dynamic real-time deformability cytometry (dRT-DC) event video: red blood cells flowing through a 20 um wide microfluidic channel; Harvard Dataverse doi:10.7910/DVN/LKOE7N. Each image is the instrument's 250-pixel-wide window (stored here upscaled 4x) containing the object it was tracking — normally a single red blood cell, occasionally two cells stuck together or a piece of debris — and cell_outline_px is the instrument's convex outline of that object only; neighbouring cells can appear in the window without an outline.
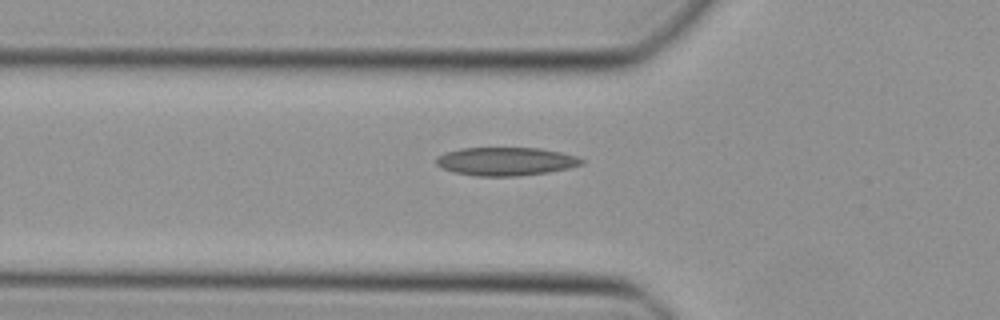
{"species": "Egyptian fruit bat (a non-hibernating species)", "species_latin": "Rousettus aegyptiacus", "temperature_condition": "cold", "stored_images_in_passage": 24, "camera_frame_rate_fps": 3000, "um_per_image_px": 0.085, "animal": {"sex": "female"}, "frame": {"image": 1, "passage_image": 2, "time_ms": 0.333, "image_size_px": [1000, 320], "cell_outline_px": [[584, 164], [568, 168], [548, 172], [516, 176], [476, 176], [456, 172], [440, 168], [436, 164], [436, 156], [444, 152], [460, 148], [540, 148], [560, 152], [576, 156], [584, 160]], "centroid_in_image_um": [42.96, 13.71], "position_along_channel_um": 82.8, "area_um2": 24.04}}
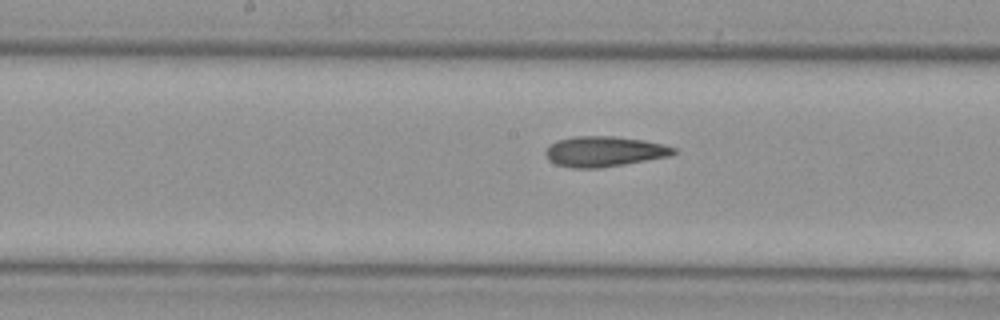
{"frame": {"image": 2, "passage_image": 10, "time_ms": 3.0, "image_size_px": [1000, 320], "cell_outline_px": [[676, 152], [668, 156], [624, 164], [600, 168], [572, 168], [556, 164], [548, 160], [544, 152], [548, 144], [556, 140], [576, 136], [612, 136], [644, 140], [664, 144], [676, 148]], "centroid_in_image_um": [51.31, 12.87], "position_along_channel_um": 196.9, "area_um2": 22.72}}
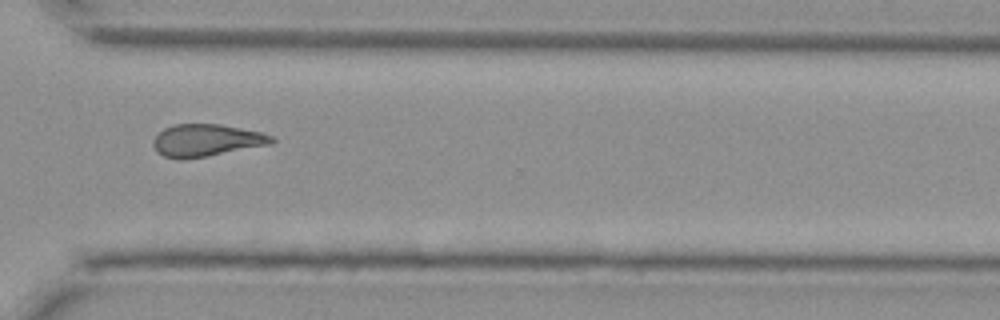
{"frame": {"image": 3, "passage_image": 21, "time_ms": 6.667, "image_size_px": [1000, 320], "cell_outline_px": [[276, 140], [272, 144], [208, 156], [180, 160], [164, 156], [156, 152], [152, 144], [152, 140], [164, 128], [176, 124], [220, 124], [260, 132], [272, 136]], "centroid_in_image_um": [17.52, 11.94], "position_along_channel_um": 353.1, "area_um2": 22.31}}